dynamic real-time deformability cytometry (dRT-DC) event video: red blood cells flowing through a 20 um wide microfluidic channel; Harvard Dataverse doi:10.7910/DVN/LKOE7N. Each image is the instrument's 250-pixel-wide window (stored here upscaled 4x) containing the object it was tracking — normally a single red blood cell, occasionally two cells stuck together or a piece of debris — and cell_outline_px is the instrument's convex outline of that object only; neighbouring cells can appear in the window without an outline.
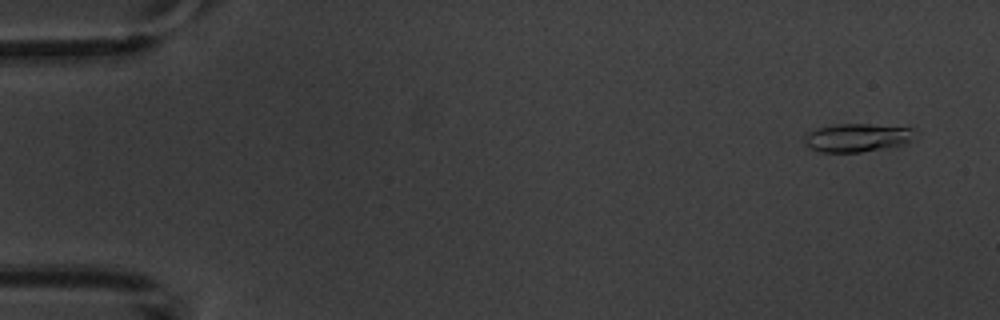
{"species": "common noctule bat (a hibernating species)", "species_latin": "Nyctalus noctula", "temperature_condition": "warm", "stored_images_in_passage": 6, "segment_of_instrument_passage": [2, 2], "camera_frame_rate_fps": 3000, "um_per_image_px": 0.085, "animal": {"sex": "male", "body_mass_g": 20.1, "forearm_length_mm": 53.5}, "frame": {"image": 1, "passage_image": 6, "time_ms": 5.667, "image_size_px": [1000, 320], "cell_outline_px": [[920, 132], [904, 144], [896, 148], [860, 152], [820, 152], [804, 144], [804, 136], [808, 132], [816, 128], [836, 124], [868, 124], [912, 128]], "centroid_in_image_um": [72.91, 11.71], "position_along_channel_um": 12.1, "area_um2": 18.61}}